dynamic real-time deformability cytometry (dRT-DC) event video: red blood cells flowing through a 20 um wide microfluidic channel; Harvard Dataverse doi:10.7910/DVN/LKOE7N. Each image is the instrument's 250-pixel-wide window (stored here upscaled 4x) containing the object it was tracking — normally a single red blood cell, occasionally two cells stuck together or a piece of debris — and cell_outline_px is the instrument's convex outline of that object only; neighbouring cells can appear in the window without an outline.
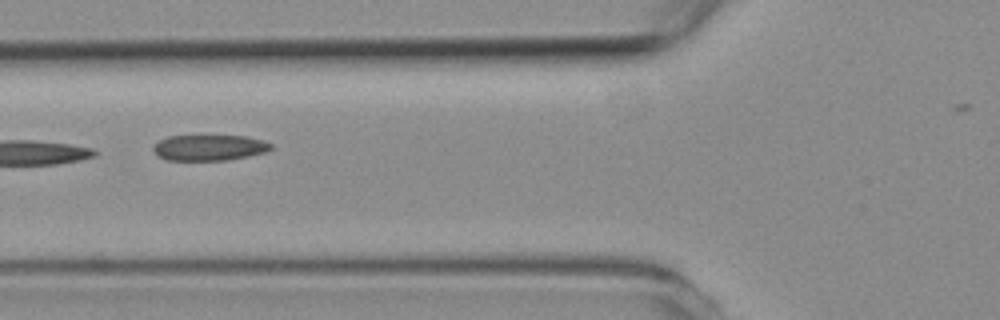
{"species": "common noctule bat (a hibernating species)", "species_latin": "Nyctalus noctula", "temperature_condition": "room temperature", "stored_images_in_passage": 8, "camera_frame_rate_fps": 3000, "um_per_image_px": 0.085, "animal": {"sex": "female", "body_mass_g": 19.3, "forearm_length_mm": 54.1}, "frame": {"image": 1, "passage_image": 5, "time_ms": 4.667, "image_size_px": [1000, 320], "cell_outline_px": [[272, 148], [268, 152], [228, 160], [168, 160], [156, 156], [152, 148], [160, 140], [168, 136], [248, 136], [272, 144]], "centroid_in_image_um": [17.79, 12.56], "position_along_channel_um": 108.0, "area_um2": 17.69}}
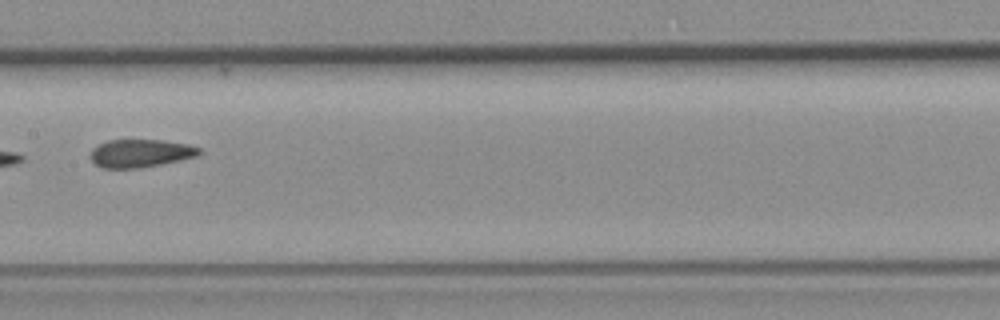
{"frame": {"image": 2, "passage_image": 7, "time_ms": 7.0, "image_size_px": [1000, 320], "cell_outline_px": [[200, 152], [196, 156], [180, 160], [160, 164], [136, 168], [104, 168], [96, 164], [92, 160], [92, 148], [108, 140], [164, 140], [188, 144], [200, 148]], "centroid_in_image_um": [11.95, 13.02], "position_along_channel_um": 195.4, "area_um2": 17.46}}
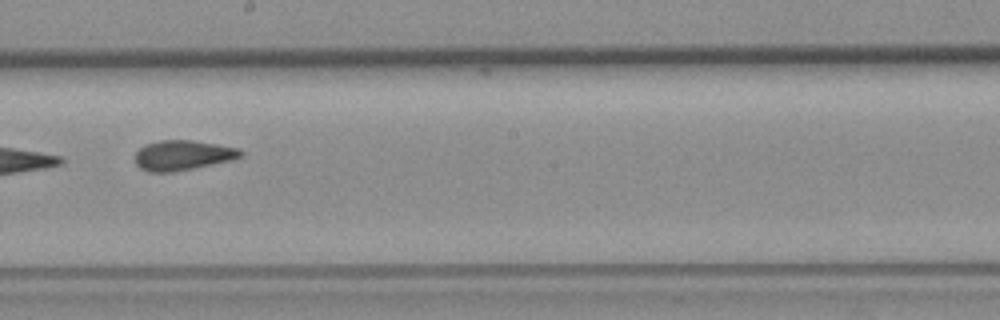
{"frame": {"image": 3, "passage_image": 8, "time_ms": 8.0, "image_size_px": [1000, 320], "cell_outline_px": [[244, 156], [232, 160], [172, 172], [148, 172], [140, 168], [136, 164], [136, 152], [144, 144], [160, 140], [192, 140], [240, 148], [244, 152]], "centroid_in_image_um": [15.55, 13.19], "position_along_channel_um": 232.7, "area_um2": 18.5}}